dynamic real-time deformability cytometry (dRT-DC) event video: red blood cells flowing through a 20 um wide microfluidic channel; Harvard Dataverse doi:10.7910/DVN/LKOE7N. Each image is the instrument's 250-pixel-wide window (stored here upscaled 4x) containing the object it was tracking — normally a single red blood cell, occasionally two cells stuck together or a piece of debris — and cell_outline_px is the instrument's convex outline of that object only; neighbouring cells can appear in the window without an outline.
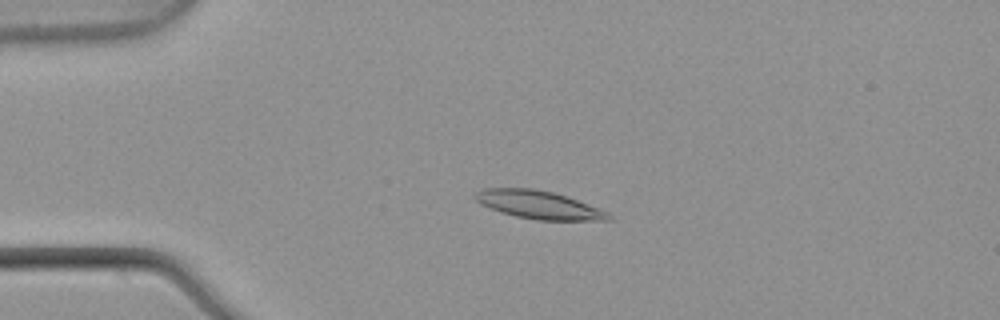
{"species": "common noctule bat (a hibernating species)", "species_latin": "Nyctalus noctula", "temperature_condition": "warm", "stored_images_in_passage": 54, "camera_frame_rate_fps": 3000, "um_per_image_px": 0.085, "animal": {"sex": "male", "body_mass_g": 21.5, "forearm_length_mm": 52.0}, "frame": {"image": 1, "passage_image": 13, "time_ms": 4.0, "image_size_px": [1000, 320], "cell_outline_px": [[612, 220], [536, 220], [516, 216], [500, 212], [480, 204], [472, 196], [476, 192], [484, 188], [532, 188], [552, 192], [568, 196], [608, 212], [612, 216]], "centroid_in_image_um": [45.78, 17.4], "position_along_channel_um": 39.2, "area_um2": 21.85}}
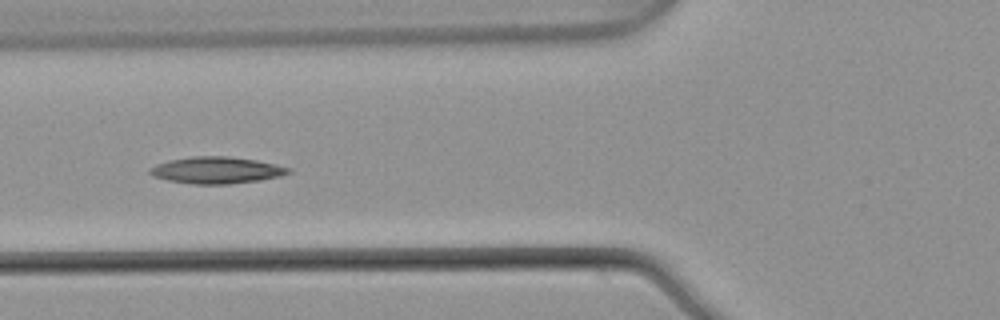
{"frame": {"image": 2, "passage_image": 21, "time_ms": 6.667, "image_size_px": [1000, 320], "cell_outline_px": [[292, 172], [280, 176], [260, 180], [228, 184], [192, 184], [168, 180], [152, 176], [148, 172], [156, 164], [172, 160], [192, 156], [228, 156], [256, 160], [276, 164], [292, 168]], "centroid_in_image_um": [18.44, 14.47], "position_along_channel_um": 107.4, "area_um2": 21.5}}
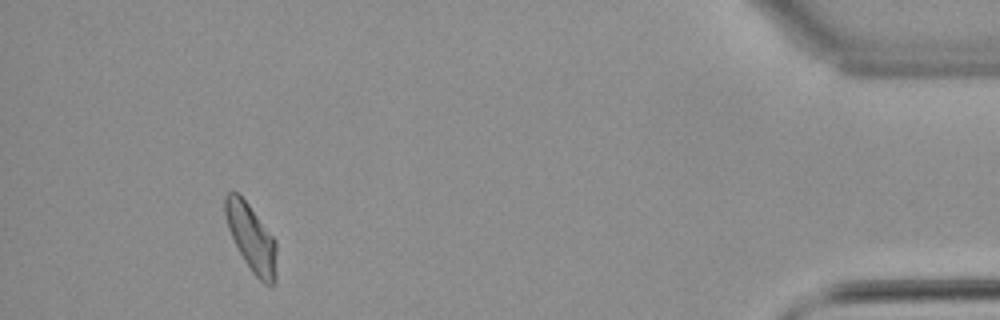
{"frame": {"image": 3, "passage_image": 50, "time_ms": 16.333, "image_size_px": [1000, 320], "cell_outline_px": [[276, 280], [272, 284], [264, 284], [252, 272], [244, 260], [228, 228], [224, 212], [224, 196], [228, 192], [236, 192], [248, 204], [276, 240]], "centroid_in_image_um": [21.37, 20.22], "position_along_channel_um": 413.8, "area_um2": 19.83}}